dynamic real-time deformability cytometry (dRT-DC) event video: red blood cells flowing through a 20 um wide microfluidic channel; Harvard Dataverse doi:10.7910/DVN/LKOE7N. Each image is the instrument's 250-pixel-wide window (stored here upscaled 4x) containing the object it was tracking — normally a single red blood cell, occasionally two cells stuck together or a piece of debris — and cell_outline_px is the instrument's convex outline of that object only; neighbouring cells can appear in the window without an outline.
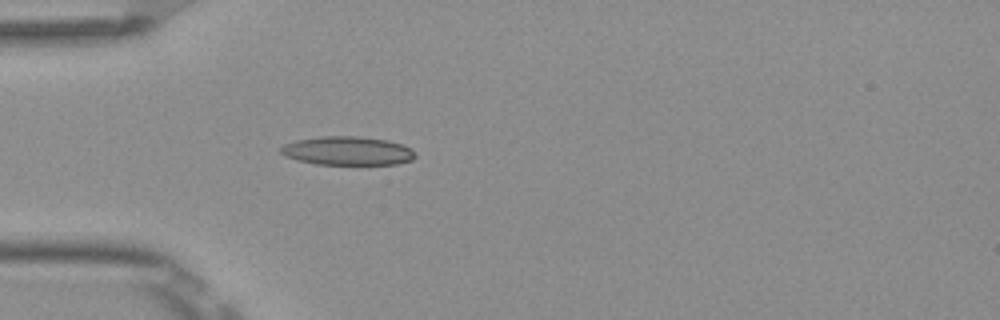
{"species": "Egyptian fruit bat (a non-hibernating species)", "species_latin": "Rousettus aegyptiacus", "temperature_condition": "room temperature", "stored_images_in_passage": 4, "camera_frame_rate_fps": 3000, "um_per_image_px": 0.085, "frame": {"image": 1, "passage_image": 4, "time_ms": 1.0, "image_size_px": [1000, 320], "cell_outline_px": [[416, 156], [412, 160], [396, 164], [316, 164], [296, 160], [284, 156], [280, 152], [280, 148], [284, 144], [296, 140], [320, 136], [360, 136], [388, 140], [412, 148]], "centroid_in_image_um": [29.52, 12.81], "position_along_channel_um": 55.5, "area_um2": 22.6}}